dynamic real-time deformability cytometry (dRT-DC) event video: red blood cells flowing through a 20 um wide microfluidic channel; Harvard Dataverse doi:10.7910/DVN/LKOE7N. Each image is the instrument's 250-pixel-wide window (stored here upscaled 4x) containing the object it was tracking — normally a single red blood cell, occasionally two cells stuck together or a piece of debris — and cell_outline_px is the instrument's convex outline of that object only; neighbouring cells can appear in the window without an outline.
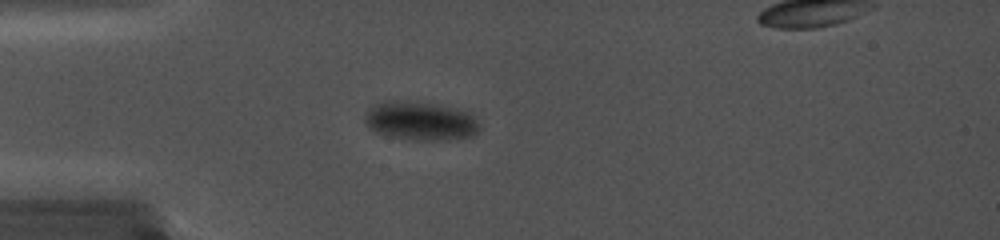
{"species": "common noctule bat (a hibernating species)", "species_latin": "Nyctalus noctula", "temperature_condition": "cold", "stored_images_in_passage": 65, "camera_frame_rate_fps": 5000, "um_per_image_px": 0.085, "animal": {"sex": "female", "body_mass_g": 19.0, "forearm_length_mm": 56.7}, "frame": {"image": 1, "passage_image": 16, "time_ms": 3.0, "image_size_px": [1000, 240], "cell_outline_px": [[480, 128], [472, 136], [444, 140], [412, 140], [392, 136], [376, 132], [364, 124], [364, 112], [368, 108], [376, 104], [432, 104], [456, 108], [472, 112], [476, 116], [480, 124]], "centroid_in_image_um": [35.81, 10.33], "position_along_channel_um": 49.2, "area_um2": 25.2}}
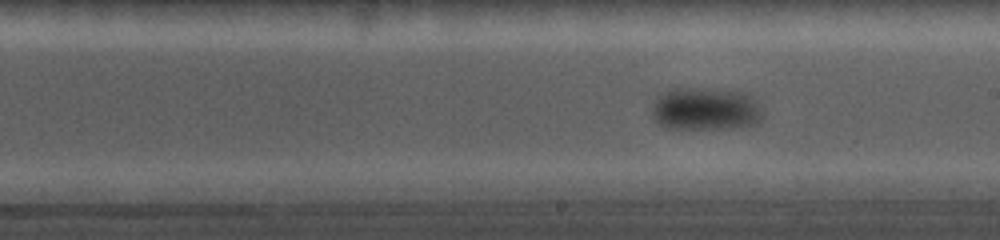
{"frame": {"image": 2, "passage_image": 45, "time_ms": 8.8, "image_size_px": [1000, 240], "cell_outline_px": [[764, 116], [756, 124], [736, 128], [672, 128], [660, 124], [652, 116], [652, 104], [656, 96], [672, 88], [716, 88], [748, 92], [756, 100]], "centroid_in_image_um": [60.0, 9.23], "position_along_channel_um": 229.0, "area_um2": 28.09}}
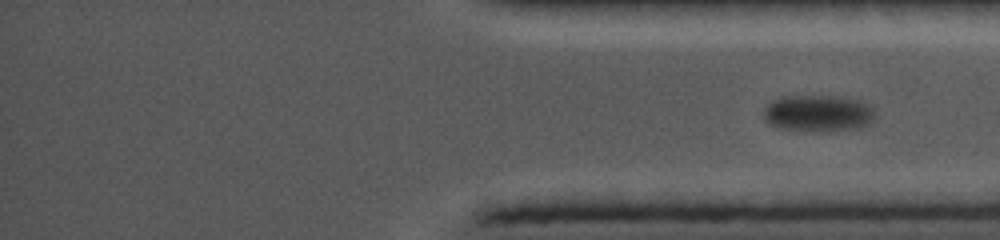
{"frame": {"image": 3, "passage_image": 65, "time_ms": 12.8, "image_size_px": [1000, 240], "cell_outline_px": [[876, 116], [868, 124], [856, 128], [780, 128], [768, 124], [764, 120], [764, 108], [772, 100], [780, 96], [836, 96], [860, 100], [868, 104], [872, 108]], "centroid_in_image_um": [69.51, 9.56], "position_along_channel_um": 365.7, "area_um2": 22.89}}